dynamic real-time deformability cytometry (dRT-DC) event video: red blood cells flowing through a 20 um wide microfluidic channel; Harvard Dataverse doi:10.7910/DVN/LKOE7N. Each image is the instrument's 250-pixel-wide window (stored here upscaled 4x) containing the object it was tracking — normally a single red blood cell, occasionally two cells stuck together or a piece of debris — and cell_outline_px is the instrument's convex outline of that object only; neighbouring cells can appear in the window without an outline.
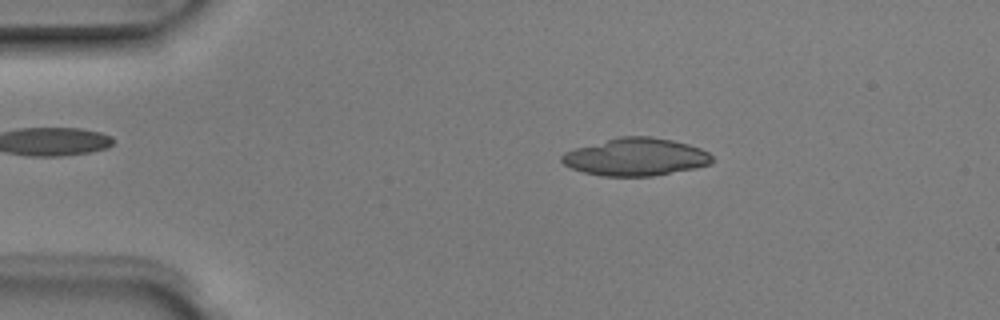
{"species": "Egyptian fruit bat (a non-hibernating species)", "species_latin": "Rousettus aegyptiacus", "temperature_condition": "room temperature", "stored_images_in_passage": 5, "camera_frame_rate_fps": 3000, "um_per_image_px": 0.085, "animal": {"sex": "male"}, "frame": {"image": 1, "passage_image": 2, "time_ms": 0.333, "image_size_px": [1000, 320], "cell_outline_px": [[716, 160], [712, 164], [696, 168], [652, 176], [600, 176], [584, 172], [572, 168], [564, 164], [560, 160], [560, 156], [564, 152], [576, 148], [620, 136], [652, 136], [672, 140], [688, 144], [700, 148], [708, 152]], "centroid_in_image_um": [54.07, 13.34], "position_along_channel_um": 30.9, "area_um2": 33.06}}